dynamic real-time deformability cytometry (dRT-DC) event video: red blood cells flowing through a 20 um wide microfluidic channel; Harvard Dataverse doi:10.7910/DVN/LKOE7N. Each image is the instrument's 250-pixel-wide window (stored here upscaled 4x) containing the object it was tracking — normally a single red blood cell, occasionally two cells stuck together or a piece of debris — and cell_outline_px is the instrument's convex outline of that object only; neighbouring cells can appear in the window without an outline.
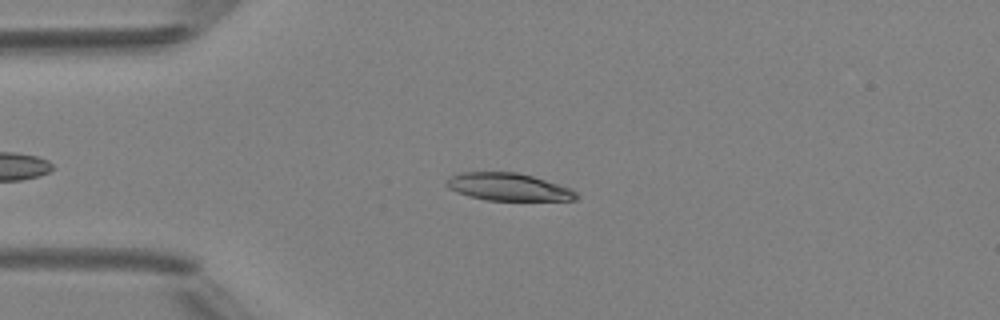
{"species": "Egyptian fruit bat (a non-hibernating species)", "species_latin": "Rousettus aegyptiacus", "temperature_condition": "room temperature", "stored_images_in_passage": 43, "camera_frame_rate_fps": 3000, "um_per_image_px": 0.085, "animal": {"sex": "female"}, "frame": {"image": 1, "passage_image": 10, "time_ms": 3.0, "image_size_px": [1000, 320], "cell_outline_px": [[580, 196], [576, 200], [488, 200], [468, 196], [448, 188], [444, 184], [444, 180], [448, 176], [460, 172], [516, 172], [532, 176], [572, 188]], "centroid_in_image_um": [43.18, 15.88], "position_along_channel_um": 41.8, "area_um2": 20.98}}
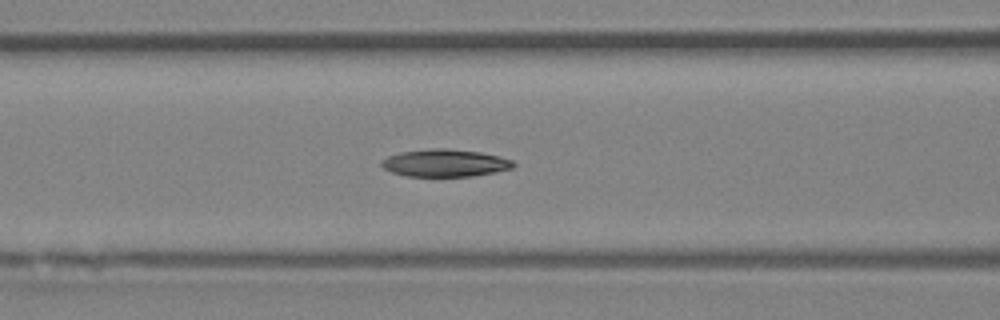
{"frame": {"image": 2, "passage_image": 18, "time_ms": 5.667, "image_size_px": [1000, 320], "cell_outline_px": [[516, 164], [512, 168], [496, 172], [472, 176], [404, 176], [392, 172], [384, 168], [380, 164], [380, 160], [388, 156], [400, 152], [432, 148], [448, 148], [480, 152], [512, 160]], "centroid_in_image_um": [37.79, 13.85], "position_along_channel_um": 128.8, "area_um2": 21.1}}
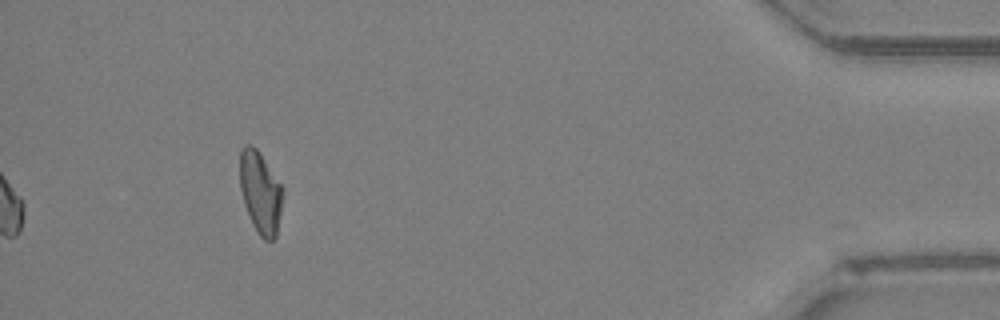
{"frame": {"image": 3, "passage_image": 43, "time_ms": 14.0, "image_size_px": [1000, 320], "cell_outline_px": [[284, 188], [276, 236], [272, 240], [264, 240], [256, 232], [252, 224], [244, 204], [240, 188], [240, 152], [244, 144], [252, 144], [260, 152]], "centroid_in_image_um": [22.13, 16.33], "position_along_channel_um": 413.1, "area_um2": 20.63}, "authors_computed_cell_mechanics": {"area_um2": 20.6346, "velocity_mm_per_s": 4.1908, "shape_relaxation_time_tau1_ms": null, "shape_relaxation_time_tau2_ms": 4.5377, "deformation_change_tau1": null, "deformation_change_tau2": 0.0973}}